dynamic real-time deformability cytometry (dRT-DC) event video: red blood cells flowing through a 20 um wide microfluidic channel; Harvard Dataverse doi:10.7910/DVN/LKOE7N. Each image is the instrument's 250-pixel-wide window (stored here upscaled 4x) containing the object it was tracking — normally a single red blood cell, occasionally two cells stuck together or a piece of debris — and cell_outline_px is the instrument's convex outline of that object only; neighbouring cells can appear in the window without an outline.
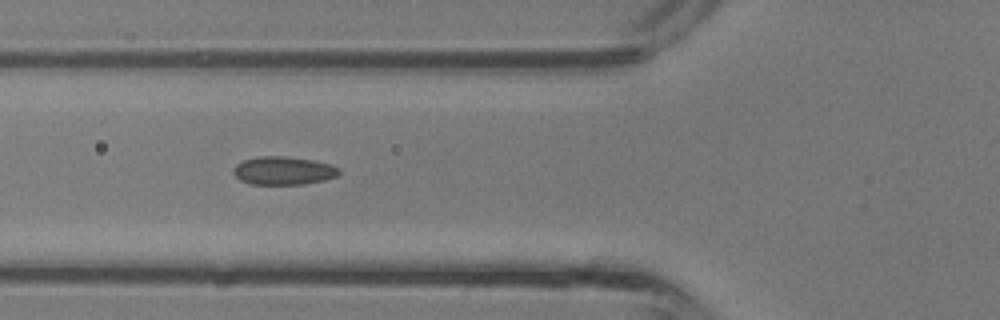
{"species": "common noctule bat (a hibernating species)", "species_latin": "Nyctalus noctula", "temperature_condition": "room temperature", "stored_images_in_passage": 38, "camera_frame_rate_fps": 3000, "um_per_image_px": 0.085, "animal": {"sex": "male", "body_mass_g": 13.3}, "frame": {"image": 1, "passage_image": 14, "time_ms": 4.333, "image_size_px": [1000, 320], "cell_outline_px": [[340, 172], [336, 176], [324, 180], [304, 184], [252, 184], [240, 180], [232, 172], [232, 168], [236, 164], [244, 160], [260, 156], [284, 156], [312, 160], [328, 164], [340, 168]], "centroid_in_image_um": [24.06, 14.5], "position_along_channel_um": 101.7, "area_um2": 17.28}}
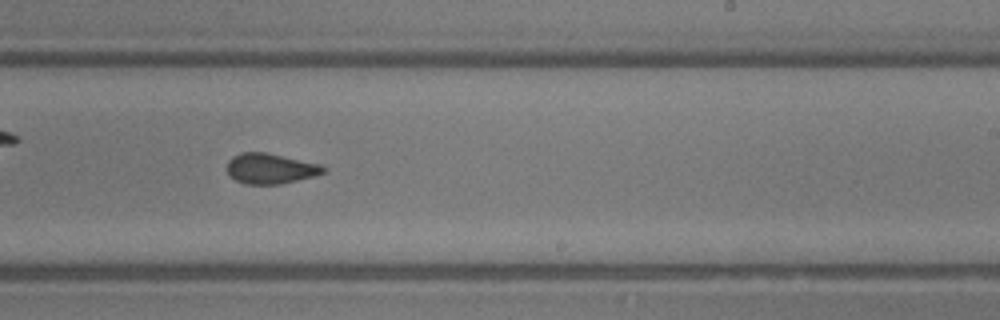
{"frame": {"image": 2, "passage_image": 23, "time_ms": 7.333, "image_size_px": [1000, 320], "cell_outline_px": [[324, 172], [312, 176], [280, 184], [244, 184], [228, 176], [228, 160], [232, 156], [240, 152], [264, 152], [320, 164], [324, 168]], "centroid_in_image_um": [22.92, 14.32], "position_along_channel_um": 266.1, "area_um2": 16.82}}
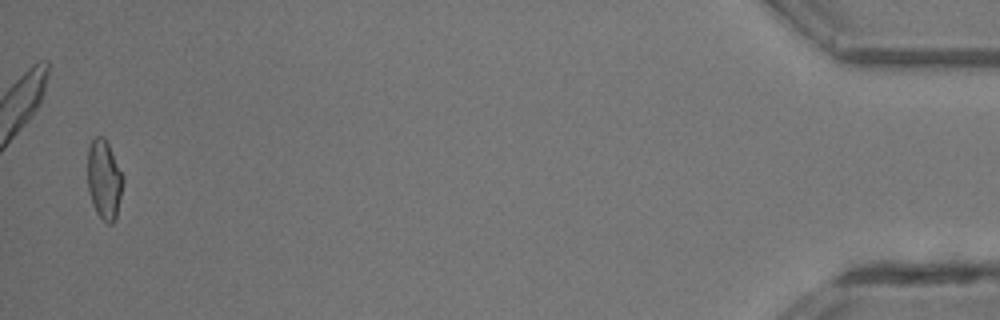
{"frame": {"image": 3, "passage_image": 37, "time_ms": 12.0, "image_size_px": [1000, 320], "cell_outline_px": [[124, 180], [116, 220], [112, 224], [108, 224], [96, 212], [92, 204], [88, 192], [88, 148], [92, 140], [96, 136], [104, 136], [124, 176]], "centroid_in_image_um": [8.86, 15.28], "position_along_channel_um": 426.3, "area_um2": 16.53}}